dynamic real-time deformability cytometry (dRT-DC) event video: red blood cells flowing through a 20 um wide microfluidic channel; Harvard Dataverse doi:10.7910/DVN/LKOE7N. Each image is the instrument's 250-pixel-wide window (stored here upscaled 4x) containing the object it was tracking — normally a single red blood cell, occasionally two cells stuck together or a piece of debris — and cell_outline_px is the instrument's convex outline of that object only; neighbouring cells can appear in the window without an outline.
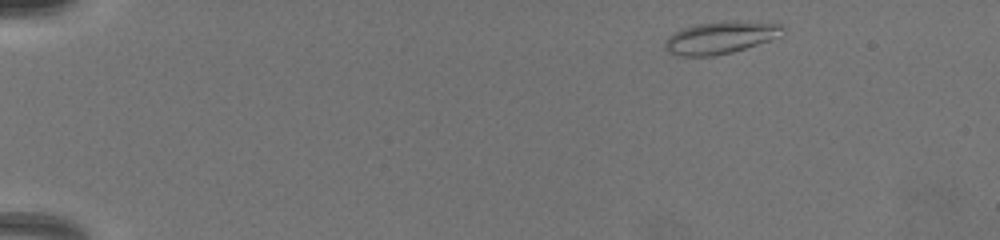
{"species": "common noctule bat (a hibernating species)", "species_latin": "Nyctalus noctula", "temperature_condition": "warm", "stored_images_in_passage": 41, "camera_frame_rate_fps": 3000, "um_per_image_px": 0.085, "animal": {"sex": "female", "body_mass_g": 19.5, "forearm_length_mm": 54.1}, "frame": {"image": 1, "passage_image": 2, "time_ms": 0.333, "image_size_px": [1000, 240], "cell_outline_px": [[784, 32], [780, 36], [732, 52], [712, 56], [684, 56], [668, 52], [664, 48], [664, 44], [676, 32], [684, 28], [700, 24], [780, 24]], "centroid_in_image_um": [61.17, 3.27], "position_along_channel_um": 23.8, "area_um2": 20.35}}
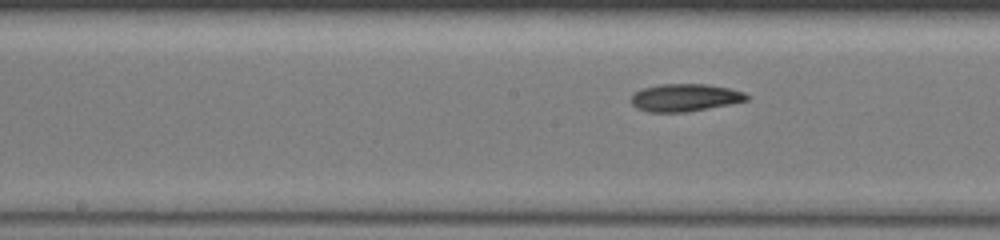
{"frame": {"image": 2, "passage_image": 22, "time_ms": 7.333, "image_size_px": [1000, 240], "cell_outline_px": [[748, 100], [708, 108], [684, 112], [648, 112], [636, 108], [632, 104], [632, 96], [640, 88], [660, 84], [708, 84], [728, 88], [744, 92], [748, 96]], "centroid_in_image_um": [58.19, 8.29], "position_along_channel_um": 190.0, "area_um2": 18.44}}
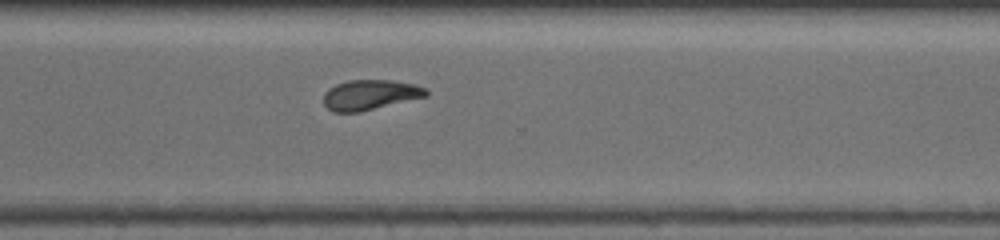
{"frame": {"image": 3, "passage_image": 40, "time_ms": 11.0, "image_size_px": [1000, 240], "cell_outline_px": [[428, 96], [360, 112], [332, 112], [324, 104], [324, 92], [328, 88], [336, 84], [348, 80], [392, 80], [412, 84], [424, 88], [428, 92]], "centroid_in_image_um": [31.43, 8.06], "position_along_channel_um": 339.2, "area_um2": 17.98}}